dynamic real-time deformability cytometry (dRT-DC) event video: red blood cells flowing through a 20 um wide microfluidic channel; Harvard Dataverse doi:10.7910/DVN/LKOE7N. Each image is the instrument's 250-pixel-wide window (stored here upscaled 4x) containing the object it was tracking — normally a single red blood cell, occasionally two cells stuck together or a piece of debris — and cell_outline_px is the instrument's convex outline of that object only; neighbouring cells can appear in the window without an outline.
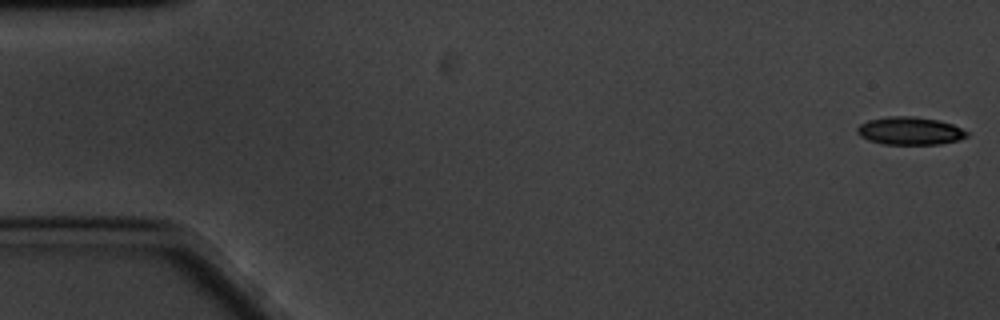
{"species": "common noctule bat (a hibernating species)", "species_latin": "Nyctalus noctula", "temperature_condition": "cold", "stored_images_in_passage": 60, "camera_frame_rate_fps": 3000, "um_per_image_px": 0.085, "animal": {"sex": "male", "body_mass_g": 20.1, "forearm_length_mm": 53.5}, "frame": {"image": 1, "passage_image": 1, "time_ms": 0.0, "image_size_px": [1000, 320], "cell_outline_px": [[968, 136], [956, 140], [940, 144], [884, 144], [868, 140], [860, 136], [856, 132], [856, 128], [860, 124], [868, 120], [888, 116], [912, 116], [940, 120], [952, 124], [968, 132]], "centroid_in_image_um": [77.31, 11.12], "position_along_channel_um": 7.7, "area_um2": 17.8}}
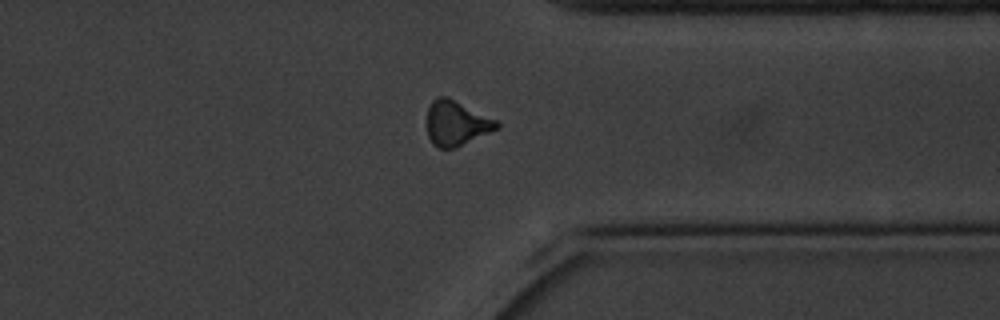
{"frame": {"image": 2, "passage_image": 46, "time_ms": 15.0, "image_size_px": [1000, 320], "cell_outline_px": [[500, 128], [456, 148], [440, 148], [432, 144], [428, 136], [424, 124], [428, 108], [432, 100], [436, 96], [448, 96], [496, 120], [500, 124]], "centroid_in_image_um": [38.74, 10.47], "position_along_channel_um": 372.7, "area_um2": 18.73}}
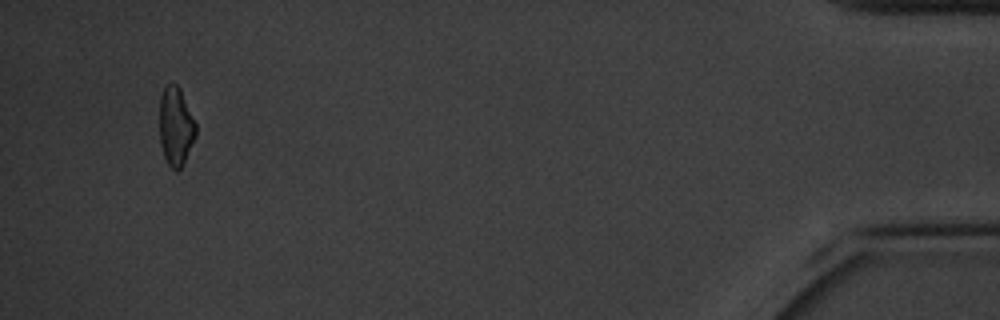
{"frame": {"image": 3, "passage_image": 57, "time_ms": 18.667, "image_size_px": [1000, 320], "cell_outline_px": [[196, 136], [180, 168], [176, 172], [168, 164], [164, 156], [160, 144], [160, 96], [164, 88], [168, 84], [176, 84], [180, 88], [196, 124]], "centroid_in_image_um": [14.93, 10.74], "position_along_channel_um": 420.3, "area_um2": 16.42}, "authors_computed_cell_mechanics": {"area_um2": 17.8602, "velocity_mm_per_s": 3.3226, "shape_relaxation_time_tau1_ms": 3.7326, "shape_relaxation_time_tau2_ms": 6.2882, "deformation_change_tau1": 0.111, "deformation_change_tau2": 0.1495}}